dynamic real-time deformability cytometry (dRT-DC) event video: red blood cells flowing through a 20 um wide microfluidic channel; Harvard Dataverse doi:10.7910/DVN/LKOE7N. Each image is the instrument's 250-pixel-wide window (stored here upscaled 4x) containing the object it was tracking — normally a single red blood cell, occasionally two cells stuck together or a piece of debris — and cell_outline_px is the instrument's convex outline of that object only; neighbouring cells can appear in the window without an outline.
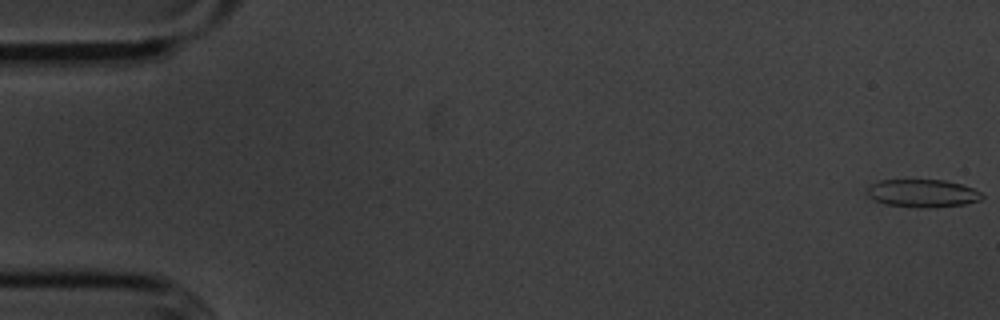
{"species": "common noctule bat (a hibernating species)", "species_latin": "Nyctalus noctula", "temperature_condition": "cold", "stored_images_in_passage": 11, "camera_frame_rate_fps": 3000, "um_per_image_px": 0.085, "animal": {"sex": "male", "body_mass_g": 20.1, "forearm_length_mm": 53.5}, "frame": {"image": 1, "passage_image": 1, "time_ms": 0.0, "image_size_px": [1000, 320], "cell_outline_px": [[984, 196], [980, 200], [964, 204], [936, 208], [916, 208], [884, 204], [868, 196], [864, 192], [872, 184], [880, 180], [944, 180], [960, 184], [972, 188], [980, 192]], "centroid_in_image_um": [78.4, 16.44], "position_along_channel_um": 6.6, "area_um2": 18.79}}